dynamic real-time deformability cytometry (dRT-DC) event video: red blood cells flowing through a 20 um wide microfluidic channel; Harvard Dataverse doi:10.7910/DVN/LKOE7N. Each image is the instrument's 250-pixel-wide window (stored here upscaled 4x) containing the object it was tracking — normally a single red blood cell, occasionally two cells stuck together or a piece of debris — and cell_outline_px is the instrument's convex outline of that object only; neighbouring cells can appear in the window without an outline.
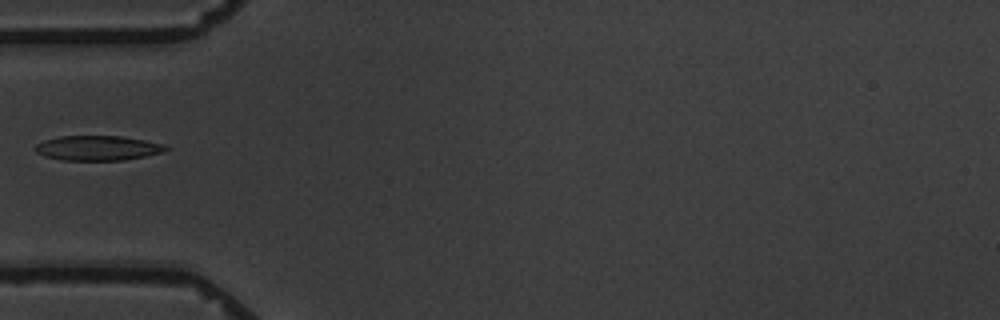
{"species": "common noctule bat (a hibernating species)", "species_latin": "Nyctalus noctula", "temperature_condition": "warm", "stored_images_in_passage": 5, "camera_frame_rate_fps": 3000, "um_per_image_px": 0.085, "animal": {"sex": "male", "body_mass_g": 19.5, "forearm_length_mm": 54.6}, "frame": {"image": 1, "passage_image": 5, "time_ms": 4.667, "image_size_px": [1000, 320], "cell_outline_px": [[172, 148], [160, 152], [144, 156], [124, 160], [60, 160], [44, 156], [36, 152], [36, 144], [44, 140], [60, 136], [120, 136], [144, 140], [164, 144]], "centroid_in_image_um": [8.3, 12.58], "position_along_channel_um": 76.7, "area_um2": 18.79}}